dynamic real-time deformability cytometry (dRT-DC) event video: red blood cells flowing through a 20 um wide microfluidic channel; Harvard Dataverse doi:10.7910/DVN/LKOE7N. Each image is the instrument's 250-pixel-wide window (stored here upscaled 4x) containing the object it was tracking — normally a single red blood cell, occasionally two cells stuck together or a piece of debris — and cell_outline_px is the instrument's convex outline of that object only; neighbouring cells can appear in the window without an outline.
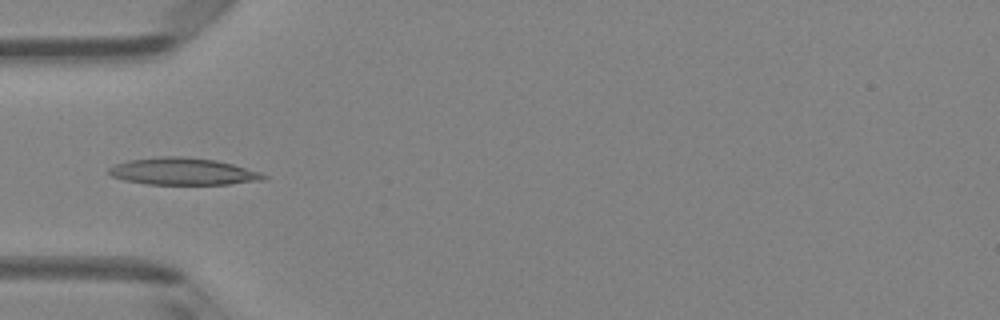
{"species": "Egyptian fruit bat (a non-hibernating species)", "species_latin": "Rousettus aegyptiacus", "temperature_condition": "room temperature", "stored_images_in_passage": 4, "camera_frame_rate_fps": 3000, "um_per_image_px": 0.085, "animal": {"sex": "female"}, "frame": {"image": 1, "passage_image": 4, "time_ms": 3.667, "image_size_px": [1000, 320], "cell_outline_px": [[268, 176], [264, 180], [228, 184], [148, 184], [124, 180], [112, 176], [108, 172], [108, 168], [116, 164], [128, 160], [160, 156], [180, 156], [216, 160], [232, 164], [260, 172]], "centroid_in_image_um": [15.55, 14.57], "position_along_channel_um": 69.5, "area_um2": 24.28}}